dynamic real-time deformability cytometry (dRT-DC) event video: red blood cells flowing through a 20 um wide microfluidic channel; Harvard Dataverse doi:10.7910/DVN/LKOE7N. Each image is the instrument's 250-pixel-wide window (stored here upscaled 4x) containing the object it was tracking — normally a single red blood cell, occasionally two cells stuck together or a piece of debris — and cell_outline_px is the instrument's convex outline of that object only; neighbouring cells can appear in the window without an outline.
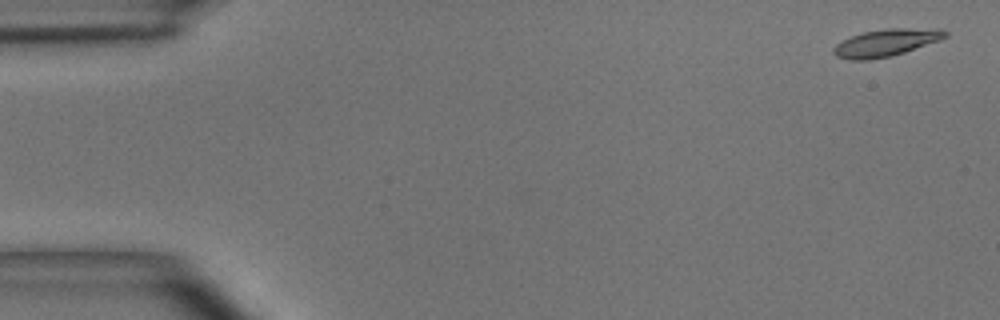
{"species": "common noctule bat (a hibernating species)", "species_latin": "Nyctalus noctula", "temperature_condition": "room temperature", "stored_images_in_passage": 50, "camera_frame_rate_fps": 3000, "um_per_image_px": 0.085, "animal": {"sex": "male", "body_mass_g": 15.6}, "frame": {"image": 1, "passage_image": 2, "time_ms": 0.333, "image_size_px": [1000, 320], "cell_outline_px": [[948, 36], [940, 40], [892, 56], [868, 60], [848, 60], [836, 56], [832, 52], [832, 48], [836, 44], [852, 36], [864, 32], [888, 28], [940, 28], [948, 32]], "centroid_in_image_um": [75.33, 3.63], "position_along_channel_um": 9.7, "area_um2": 17.8}}
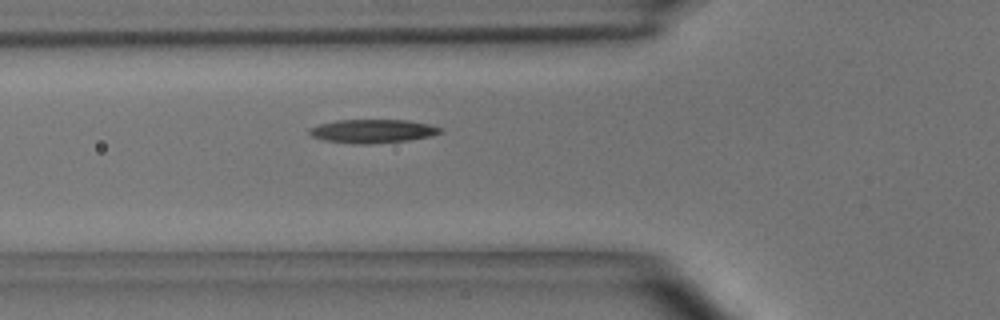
{"frame": {"image": 2, "passage_image": 18, "time_ms": 5.667, "image_size_px": [1000, 320], "cell_outline_px": [[444, 132], [428, 136], [408, 140], [372, 144], [352, 144], [324, 140], [312, 136], [308, 132], [308, 128], [320, 124], [336, 120], [408, 120], [428, 124], [444, 128]], "centroid_in_image_um": [31.67, 11.15], "position_along_channel_um": 94.1, "area_um2": 18.09}}
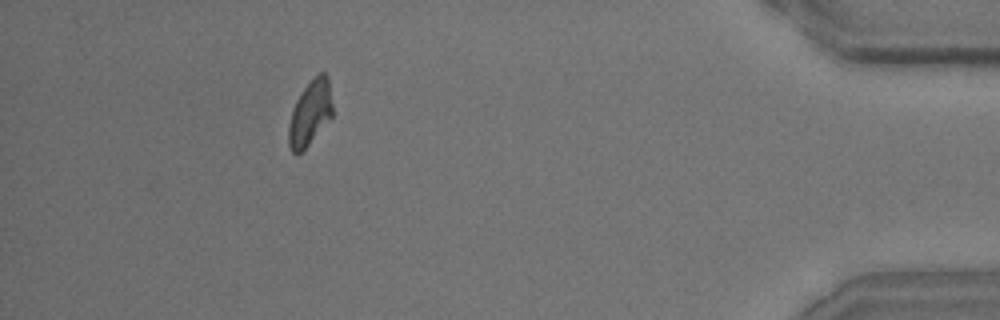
{"frame": {"image": 3, "passage_image": 46, "time_ms": 15.0, "image_size_px": [1000, 320], "cell_outline_px": [[332, 116], [308, 144], [296, 156], [292, 152], [288, 144], [288, 128], [292, 108], [296, 100], [304, 88], [320, 72], [324, 72], [328, 76], [332, 104]], "centroid_in_image_um": [26.34, 9.61], "position_along_channel_um": 408.9, "area_um2": 16.36}, "authors_computed_cell_mechanics": {"area_um2": 17.34, "velocity_mm_per_s": 3.9541, "shape_relaxation_time_tau1_ms": 3.758, "shape_relaxation_time_tau2_ms": null, "deformation_change_tau1": 0.1275, "deformation_change_tau2": null}}